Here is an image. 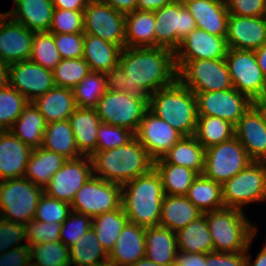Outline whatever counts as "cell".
Instances as JSON below:
<instances>
[{
  "label": "cell",
  "mask_w": 266,
  "mask_h": 266,
  "mask_svg": "<svg viewBox=\"0 0 266 266\" xmlns=\"http://www.w3.org/2000/svg\"><path fill=\"white\" fill-rule=\"evenodd\" d=\"M118 64L127 75L126 92L148 98L177 79L174 52L162 47H125Z\"/></svg>",
  "instance_id": "6da1fadb"
},
{
  "label": "cell",
  "mask_w": 266,
  "mask_h": 266,
  "mask_svg": "<svg viewBox=\"0 0 266 266\" xmlns=\"http://www.w3.org/2000/svg\"><path fill=\"white\" fill-rule=\"evenodd\" d=\"M91 160L94 176L120 185L154 168V159L135 137L124 146L95 152Z\"/></svg>",
  "instance_id": "7a4b0ae2"
},
{
  "label": "cell",
  "mask_w": 266,
  "mask_h": 266,
  "mask_svg": "<svg viewBox=\"0 0 266 266\" xmlns=\"http://www.w3.org/2000/svg\"><path fill=\"white\" fill-rule=\"evenodd\" d=\"M161 178L153 168L122 185V207L128 221L142 227L159 226L164 198Z\"/></svg>",
  "instance_id": "3957f363"
},
{
  "label": "cell",
  "mask_w": 266,
  "mask_h": 266,
  "mask_svg": "<svg viewBox=\"0 0 266 266\" xmlns=\"http://www.w3.org/2000/svg\"><path fill=\"white\" fill-rule=\"evenodd\" d=\"M148 109L183 136L195 135L198 120L195 93L178 79L151 94Z\"/></svg>",
  "instance_id": "277c9868"
},
{
  "label": "cell",
  "mask_w": 266,
  "mask_h": 266,
  "mask_svg": "<svg viewBox=\"0 0 266 266\" xmlns=\"http://www.w3.org/2000/svg\"><path fill=\"white\" fill-rule=\"evenodd\" d=\"M206 221L215 252H246L257 232L240 209L225 207L206 212Z\"/></svg>",
  "instance_id": "5b68a950"
},
{
  "label": "cell",
  "mask_w": 266,
  "mask_h": 266,
  "mask_svg": "<svg viewBox=\"0 0 266 266\" xmlns=\"http://www.w3.org/2000/svg\"><path fill=\"white\" fill-rule=\"evenodd\" d=\"M44 189L27 178L0 181V218L25 225L35 217Z\"/></svg>",
  "instance_id": "8992f818"
},
{
  "label": "cell",
  "mask_w": 266,
  "mask_h": 266,
  "mask_svg": "<svg viewBox=\"0 0 266 266\" xmlns=\"http://www.w3.org/2000/svg\"><path fill=\"white\" fill-rule=\"evenodd\" d=\"M177 79L193 92L234 88L225 59L175 60Z\"/></svg>",
  "instance_id": "52a82bcc"
},
{
  "label": "cell",
  "mask_w": 266,
  "mask_h": 266,
  "mask_svg": "<svg viewBox=\"0 0 266 266\" xmlns=\"http://www.w3.org/2000/svg\"><path fill=\"white\" fill-rule=\"evenodd\" d=\"M95 109L102 123L123 127L135 134L148 110V97L106 90Z\"/></svg>",
  "instance_id": "ba28073f"
},
{
  "label": "cell",
  "mask_w": 266,
  "mask_h": 266,
  "mask_svg": "<svg viewBox=\"0 0 266 266\" xmlns=\"http://www.w3.org/2000/svg\"><path fill=\"white\" fill-rule=\"evenodd\" d=\"M222 198L226 208L243 210L252 202L266 200V162L250 163L230 180L222 184Z\"/></svg>",
  "instance_id": "9c48e42d"
},
{
  "label": "cell",
  "mask_w": 266,
  "mask_h": 266,
  "mask_svg": "<svg viewBox=\"0 0 266 266\" xmlns=\"http://www.w3.org/2000/svg\"><path fill=\"white\" fill-rule=\"evenodd\" d=\"M155 47L175 52L181 41L195 30V20L183 0H173L155 12Z\"/></svg>",
  "instance_id": "30bf717a"
},
{
  "label": "cell",
  "mask_w": 266,
  "mask_h": 266,
  "mask_svg": "<svg viewBox=\"0 0 266 266\" xmlns=\"http://www.w3.org/2000/svg\"><path fill=\"white\" fill-rule=\"evenodd\" d=\"M122 207V185L92 176L76 193L71 210L94 218Z\"/></svg>",
  "instance_id": "8fae6325"
},
{
  "label": "cell",
  "mask_w": 266,
  "mask_h": 266,
  "mask_svg": "<svg viewBox=\"0 0 266 266\" xmlns=\"http://www.w3.org/2000/svg\"><path fill=\"white\" fill-rule=\"evenodd\" d=\"M252 162L245 148L234 136L228 141L205 149L203 175L223 184Z\"/></svg>",
  "instance_id": "7c38bea8"
},
{
  "label": "cell",
  "mask_w": 266,
  "mask_h": 266,
  "mask_svg": "<svg viewBox=\"0 0 266 266\" xmlns=\"http://www.w3.org/2000/svg\"><path fill=\"white\" fill-rule=\"evenodd\" d=\"M84 34L125 48V14L101 0H89L83 11Z\"/></svg>",
  "instance_id": "4fadbf2b"
},
{
  "label": "cell",
  "mask_w": 266,
  "mask_h": 266,
  "mask_svg": "<svg viewBox=\"0 0 266 266\" xmlns=\"http://www.w3.org/2000/svg\"><path fill=\"white\" fill-rule=\"evenodd\" d=\"M225 61L233 87L255 102L263 90L265 76L254 51L228 48Z\"/></svg>",
  "instance_id": "5bb4252c"
},
{
  "label": "cell",
  "mask_w": 266,
  "mask_h": 266,
  "mask_svg": "<svg viewBox=\"0 0 266 266\" xmlns=\"http://www.w3.org/2000/svg\"><path fill=\"white\" fill-rule=\"evenodd\" d=\"M194 93L198 115L216 116L234 126L254 104L246 95L235 88Z\"/></svg>",
  "instance_id": "9a60e30c"
},
{
  "label": "cell",
  "mask_w": 266,
  "mask_h": 266,
  "mask_svg": "<svg viewBox=\"0 0 266 266\" xmlns=\"http://www.w3.org/2000/svg\"><path fill=\"white\" fill-rule=\"evenodd\" d=\"M92 176L93 166L90 156L68 159L52 176L49 184L44 188V193L71 204L76 193Z\"/></svg>",
  "instance_id": "2e32d148"
},
{
  "label": "cell",
  "mask_w": 266,
  "mask_h": 266,
  "mask_svg": "<svg viewBox=\"0 0 266 266\" xmlns=\"http://www.w3.org/2000/svg\"><path fill=\"white\" fill-rule=\"evenodd\" d=\"M9 81L10 86L29 102L44 95L55 86L53 71L31 60L10 64Z\"/></svg>",
  "instance_id": "e0dca14e"
},
{
  "label": "cell",
  "mask_w": 266,
  "mask_h": 266,
  "mask_svg": "<svg viewBox=\"0 0 266 266\" xmlns=\"http://www.w3.org/2000/svg\"><path fill=\"white\" fill-rule=\"evenodd\" d=\"M155 160L161 158L183 135L149 109L134 134Z\"/></svg>",
  "instance_id": "ac0fdd59"
},
{
  "label": "cell",
  "mask_w": 266,
  "mask_h": 266,
  "mask_svg": "<svg viewBox=\"0 0 266 266\" xmlns=\"http://www.w3.org/2000/svg\"><path fill=\"white\" fill-rule=\"evenodd\" d=\"M33 37L34 31L6 14L0 20V62L10 65L29 60Z\"/></svg>",
  "instance_id": "d6986e66"
},
{
  "label": "cell",
  "mask_w": 266,
  "mask_h": 266,
  "mask_svg": "<svg viewBox=\"0 0 266 266\" xmlns=\"http://www.w3.org/2000/svg\"><path fill=\"white\" fill-rule=\"evenodd\" d=\"M235 137L255 162H266V120L253 104L235 126Z\"/></svg>",
  "instance_id": "ffe728a7"
},
{
  "label": "cell",
  "mask_w": 266,
  "mask_h": 266,
  "mask_svg": "<svg viewBox=\"0 0 266 266\" xmlns=\"http://www.w3.org/2000/svg\"><path fill=\"white\" fill-rule=\"evenodd\" d=\"M226 40L231 49H259L266 42V16L229 14Z\"/></svg>",
  "instance_id": "44dd1931"
},
{
  "label": "cell",
  "mask_w": 266,
  "mask_h": 266,
  "mask_svg": "<svg viewBox=\"0 0 266 266\" xmlns=\"http://www.w3.org/2000/svg\"><path fill=\"white\" fill-rule=\"evenodd\" d=\"M227 51L226 37L196 28L181 41L174 56L175 60L225 59Z\"/></svg>",
  "instance_id": "7402d4cb"
},
{
  "label": "cell",
  "mask_w": 266,
  "mask_h": 266,
  "mask_svg": "<svg viewBox=\"0 0 266 266\" xmlns=\"http://www.w3.org/2000/svg\"><path fill=\"white\" fill-rule=\"evenodd\" d=\"M32 151L10 130L0 131V181L23 178Z\"/></svg>",
  "instance_id": "603a6c76"
},
{
  "label": "cell",
  "mask_w": 266,
  "mask_h": 266,
  "mask_svg": "<svg viewBox=\"0 0 266 266\" xmlns=\"http://www.w3.org/2000/svg\"><path fill=\"white\" fill-rule=\"evenodd\" d=\"M146 255L145 227L127 222L108 254L114 266H131Z\"/></svg>",
  "instance_id": "cb8c5ba5"
},
{
  "label": "cell",
  "mask_w": 266,
  "mask_h": 266,
  "mask_svg": "<svg viewBox=\"0 0 266 266\" xmlns=\"http://www.w3.org/2000/svg\"><path fill=\"white\" fill-rule=\"evenodd\" d=\"M192 14L196 27L226 37L229 12L225 4L214 0H183Z\"/></svg>",
  "instance_id": "d4e9b609"
},
{
  "label": "cell",
  "mask_w": 266,
  "mask_h": 266,
  "mask_svg": "<svg viewBox=\"0 0 266 266\" xmlns=\"http://www.w3.org/2000/svg\"><path fill=\"white\" fill-rule=\"evenodd\" d=\"M15 9L6 14L34 32L49 31L54 4L52 0H13Z\"/></svg>",
  "instance_id": "484cf974"
},
{
  "label": "cell",
  "mask_w": 266,
  "mask_h": 266,
  "mask_svg": "<svg viewBox=\"0 0 266 266\" xmlns=\"http://www.w3.org/2000/svg\"><path fill=\"white\" fill-rule=\"evenodd\" d=\"M82 156H92L97 148V132L101 120L96 109L77 107L68 119Z\"/></svg>",
  "instance_id": "4316f807"
},
{
  "label": "cell",
  "mask_w": 266,
  "mask_h": 266,
  "mask_svg": "<svg viewBox=\"0 0 266 266\" xmlns=\"http://www.w3.org/2000/svg\"><path fill=\"white\" fill-rule=\"evenodd\" d=\"M32 103L40 111L47 124L68 120L77 108L73 90L59 86H54Z\"/></svg>",
  "instance_id": "83f0119b"
},
{
  "label": "cell",
  "mask_w": 266,
  "mask_h": 266,
  "mask_svg": "<svg viewBox=\"0 0 266 266\" xmlns=\"http://www.w3.org/2000/svg\"><path fill=\"white\" fill-rule=\"evenodd\" d=\"M203 215L186 196L164 195L159 226L178 232Z\"/></svg>",
  "instance_id": "f1b7e54d"
},
{
  "label": "cell",
  "mask_w": 266,
  "mask_h": 266,
  "mask_svg": "<svg viewBox=\"0 0 266 266\" xmlns=\"http://www.w3.org/2000/svg\"><path fill=\"white\" fill-rule=\"evenodd\" d=\"M146 255L154 263L173 266L177 253V234L161 226L145 228Z\"/></svg>",
  "instance_id": "f546056e"
},
{
  "label": "cell",
  "mask_w": 266,
  "mask_h": 266,
  "mask_svg": "<svg viewBox=\"0 0 266 266\" xmlns=\"http://www.w3.org/2000/svg\"><path fill=\"white\" fill-rule=\"evenodd\" d=\"M67 160L64 156L43 147L33 149L24 178L44 189L52 176L62 168Z\"/></svg>",
  "instance_id": "4dcf8cb0"
},
{
  "label": "cell",
  "mask_w": 266,
  "mask_h": 266,
  "mask_svg": "<svg viewBox=\"0 0 266 266\" xmlns=\"http://www.w3.org/2000/svg\"><path fill=\"white\" fill-rule=\"evenodd\" d=\"M155 13L135 10L125 15V47H155Z\"/></svg>",
  "instance_id": "1f68e13d"
},
{
  "label": "cell",
  "mask_w": 266,
  "mask_h": 266,
  "mask_svg": "<svg viewBox=\"0 0 266 266\" xmlns=\"http://www.w3.org/2000/svg\"><path fill=\"white\" fill-rule=\"evenodd\" d=\"M84 55L91 72L106 73L115 67L119 61L121 48L118 45L104 41L98 36L84 34Z\"/></svg>",
  "instance_id": "d6a6232c"
},
{
  "label": "cell",
  "mask_w": 266,
  "mask_h": 266,
  "mask_svg": "<svg viewBox=\"0 0 266 266\" xmlns=\"http://www.w3.org/2000/svg\"><path fill=\"white\" fill-rule=\"evenodd\" d=\"M162 158L167 163L184 166L201 175L204 171L205 148L195 136H183Z\"/></svg>",
  "instance_id": "836d02e7"
},
{
  "label": "cell",
  "mask_w": 266,
  "mask_h": 266,
  "mask_svg": "<svg viewBox=\"0 0 266 266\" xmlns=\"http://www.w3.org/2000/svg\"><path fill=\"white\" fill-rule=\"evenodd\" d=\"M46 126L47 123L40 111L32 102H29L10 131L23 143L36 149L42 147Z\"/></svg>",
  "instance_id": "e575fe53"
},
{
  "label": "cell",
  "mask_w": 266,
  "mask_h": 266,
  "mask_svg": "<svg viewBox=\"0 0 266 266\" xmlns=\"http://www.w3.org/2000/svg\"><path fill=\"white\" fill-rule=\"evenodd\" d=\"M176 234L178 251L202 254L214 251V243L206 221V213L190 222Z\"/></svg>",
  "instance_id": "d590c367"
},
{
  "label": "cell",
  "mask_w": 266,
  "mask_h": 266,
  "mask_svg": "<svg viewBox=\"0 0 266 266\" xmlns=\"http://www.w3.org/2000/svg\"><path fill=\"white\" fill-rule=\"evenodd\" d=\"M154 169L161 178L165 195L186 196L198 176L192 169L167 163L162 157L154 160Z\"/></svg>",
  "instance_id": "8d00e7d4"
},
{
  "label": "cell",
  "mask_w": 266,
  "mask_h": 266,
  "mask_svg": "<svg viewBox=\"0 0 266 266\" xmlns=\"http://www.w3.org/2000/svg\"><path fill=\"white\" fill-rule=\"evenodd\" d=\"M42 147L56 152L66 159H76L82 156L78 151L69 120L47 124Z\"/></svg>",
  "instance_id": "74e56055"
},
{
  "label": "cell",
  "mask_w": 266,
  "mask_h": 266,
  "mask_svg": "<svg viewBox=\"0 0 266 266\" xmlns=\"http://www.w3.org/2000/svg\"><path fill=\"white\" fill-rule=\"evenodd\" d=\"M186 197L203 213L225 208L222 198V184L205 177L203 174L194 179Z\"/></svg>",
  "instance_id": "f35d334b"
},
{
  "label": "cell",
  "mask_w": 266,
  "mask_h": 266,
  "mask_svg": "<svg viewBox=\"0 0 266 266\" xmlns=\"http://www.w3.org/2000/svg\"><path fill=\"white\" fill-rule=\"evenodd\" d=\"M70 266H93L108 261V253L98 241L94 229L87 233L69 248Z\"/></svg>",
  "instance_id": "ab89813d"
},
{
  "label": "cell",
  "mask_w": 266,
  "mask_h": 266,
  "mask_svg": "<svg viewBox=\"0 0 266 266\" xmlns=\"http://www.w3.org/2000/svg\"><path fill=\"white\" fill-rule=\"evenodd\" d=\"M128 222L123 207L110 212H105L92 218L94 229L101 246L109 252L112 250L121 231Z\"/></svg>",
  "instance_id": "60d3db41"
},
{
  "label": "cell",
  "mask_w": 266,
  "mask_h": 266,
  "mask_svg": "<svg viewBox=\"0 0 266 266\" xmlns=\"http://www.w3.org/2000/svg\"><path fill=\"white\" fill-rule=\"evenodd\" d=\"M194 136L207 149L233 138L235 126L216 116L198 115Z\"/></svg>",
  "instance_id": "b9f144b4"
},
{
  "label": "cell",
  "mask_w": 266,
  "mask_h": 266,
  "mask_svg": "<svg viewBox=\"0 0 266 266\" xmlns=\"http://www.w3.org/2000/svg\"><path fill=\"white\" fill-rule=\"evenodd\" d=\"M72 90L77 107L95 109L107 90L105 73L90 72Z\"/></svg>",
  "instance_id": "7bdbcfd3"
},
{
  "label": "cell",
  "mask_w": 266,
  "mask_h": 266,
  "mask_svg": "<svg viewBox=\"0 0 266 266\" xmlns=\"http://www.w3.org/2000/svg\"><path fill=\"white\" fill-rule=\"evenodd\" d=\"M29 60L53 71L62 57L55 46L54 33L34 32Z\"/></svg>",
  "instance_id": "ee69618b"
},
{
  "label": "cell",
  "mask_w": 266,
  "mask_h": 266,
  "mask_svg": "<svg viewBox=\"0 0 266 266\" xmlns=\"http://www.w3.org/2000/svg\"><path fill=\"white\" fill-rule=\"evenodd\" d=\"M29 247L31 264L35 266H70L69 248L61 241L39 243ZM33 259L36 262H33Z\"/></svg>",
  "instance_id": "f6af8a7d"
},
{
  "label": "cell",
  "mask_w": 266,
  "mask_h": 266,
  "mask_svg": "<svg viewBox=\"0 0 266 266\" xmlns=\"http://www.w3.org/2000/svg\"><path fill=\"white\" fill-rule=\"evenodd\" d=\"M90 72V67L83 57L62 59L53 70L54 84L73 89Z\"/></svg>",
  "instance_id": "bcb514c9"
},
{
  "label": "cell",
  "mask_w": 266,
  "mask_h": 266,
  "mask_svg": "<svg viewBox=\"0 0 266 266\" xmlns=\"http://www.w3.org/2000/svg\"><path fill=\"white\" fill-rule=\"evenodd\" d=\"M29 101L10 85L0 90V131L10 130Z\"/></svg>",
  "instance_id": "7dc6e473"
},
{
  "label": "cell",
  "mask_w": 266,
  "mask_h": 266,
  "mask_svg": "<svg viewBox=\"0 0 266 266\" xmlns=\"http://www.w3.org/2000/svg\"><path fill=\"white\" fill-rule=\"evenodd\" d=\"M71 211L70 203L49 197L44 193L38 202L34 220L63 223Z\"/></svg>",
  "instance_id": "c3c4849f"
},
{
  "label": "cell",
  "mask_w": 266,
  "mask_h": 266,
  "mask_svg": "<svg viewBox=\"0 0 266 266\" xmlns=\"http://www.w3.org/2000/svg\"><path fill=\"white\" fill-rule=\"evenodd\" d=\"M92 227L90 216L71 211L68 218L62 223L60 241L68 248L72 247L81 236Z\"/></svg>",
  "instance_id": "681fc988"
},
{
  "label": "cell",
  "mask_w": 266,
  "mask_h": 266,
  "mask_svg": "<svg viewBox=\"0 0 266 266\" xmlns=\"http://www.w3.org/2000/svg\"><path fill=\"white\" fill-rule=\"evenodd\" d=\"M62 223L41 222L30 220L24 225L25 240L27 245L60 241Z\"/></svg>",
  "instance_id": "f907efd6"
},
{
  "label": "cell",
  "mask_w": 266,
  "mask_h": 266,
  "mask_svg": "<svg viewBox=\"0 0 266 266\" xmlns=\"http://www.w3.org/2000/svg\"><path fill=\"white\" fill-rule=\"evenodd\" d=\"M49 32L58 34L84 33L83 11L54 9Z\"/></svg>",
  "instance_id": "816d5d0a"
},
{
  "label": "cell",
  "mask_w": 266,
  "mask_h": 266,
  "mask_svg": "<svg viewBox=\"0 0 266 266\" xmlns=\"http://www.w3.org/2000/svg\"><path fill=\"white\" fill-rule=\"evenodd\" d=\"M134 137V133L126 128L101 122L97 132L96 152L124 146Z\"/></svg>",
  "instance_id": "f5cc1de1"
},
{
  "label": "cell",
  "mask_w": 266,
  "mask_h": 266,
  "mask_svg": "<svg viewBox=\"0 0 266 266\" xmlns=\"http://www.w3.org/2000/svg\"><path fill=\"white\" fill-rule=\"evenodd\" d=\"M54 40L62 59L83 57L84 33H54Z\"/></svg>",
  "instance_id": "db71d44e"
},
{
  "label": "cell",
  "mask_w": 266,
  "mask_h": 266,
  "mask_svg": "<svg viewBox=\"0 0 266 266\" xmlns=\"http://www.w3.org/2000/svg\"><path fill=\"white\" fill-rule=\"evenodd\" d=\"M24 240L25 231L23 224L6 221L0 218V255L10 249L27 245L20 244V242ZM16 244H18V246Z\"/></svg>",
  "instance_id": "11a10c76"
},
{
  "label": "cell",
  "mask_w": 266,
  "mask_h": 266,
  "mask_svg": "<svg viewBox=\"0 0 266 266\" xmlns=\"http://www.w3.org/2000/svg\"><path fill=\"white\" fill-rule=\"evenodd\" d=\"M226 7L229 14L237 16H266V0H228Z\"/></svg>",
  "instance_id": "9f6ffc18"
},
{
  "label": "cell",
  "mask_w": 266,
  "mask_h": 266,
  "mask_svg": "<svg viewBox=\"0 0 266 266\" xmlns=\"http://www.w3.org/2000/svg\"><path fill=\"white\" fill-rule=\"evenodd\" d=\"M208 266H246V252H210L205 254Z\"/></svg>",
  "instance_id": "6f0895ef"
},
{
  "label": "cell",
  "mask_w": 266,
  "mask_h": 266,
  "mask_svg": "<svg viewBox=\"0 0 266 266\" xmlns=\"http://www.w3.org/2000/svg\"><path fill=\"white\" fill-rule=\"evenodd\" d=\"M31 263L28 245L10 249L0 255V266H29Z\"/></svg>",
  "instance_id": "680465c9"
},
{
  "label": "cell",
  "mask_w": 266,
  "mask_h": 266,
  "mask_svg": "<svg viewBox=\"0 0 266 266\" xmlns=\"http://www.w3.org/2000/svg\"><path fill=\"white\" fill-rule=\"evenodd\" d=\"M107 90L113 92H126L127 75L119 64L110 68L106 73Z\"/></svg>",
  "instance_id": "91938a15"
},
{
  "label": "cell",
  "mask_w": 266,
  "mask_h": 266,
  "mask_svg": "<svg viewBox=\"0 0 266 266\" xmlns=\"http://www.w3.org/2000/svg\"><path fill=\"white\" fill-rule=\"evenodd\" d=\"M173 266H208L205 262V254L186 253L177 251Z\"/></svg>",
  "instance_id": "94428289"
},
{
  "label": "cell",
  "mask_w": 266,
  "mask_h": 266,
  "mask_svg": "<svg viewBox=\"0 0 266 266\" xmlns=\"http://www.w3.org/2000/svg\"><path fill=\"white\" fill-rule=\"evenodd\" d=\"M110 5L114 10L128 14L137 10V0H101Z\"/></svg>",
  "instance_id": "6125c7cd"
},
{
  "label": "cell",
  "mask_w": 266,
  "mask_h": 266,
  "mask_svg": "<svg viewBox=\"0 0 266 266\" xmlns=\"http://www.w3.org/2000/svg\"><path fill=\"white\" fill-rule=\"evenodd\" d=\"M54 9L84 11L89 0H52Z\"/></svg>",
  "instance_id": "be15d7a7"
},
{
  "label": "cell",
  "mask_w": 266,
  "mask_h": 266,
  "mask_svg": "<svg viewBox=\"0 0 266 266\" xmlns=\"http://www.w3.org/2000/svg\"><path fill=\"white\" fill-rule=\"evenodd\" d=\"M173 0H137V10L155 12Z\"/></svg>",
  "instance_id": "e7e4bbea"
},
{
  "label": "cell",
  "mask_w": 266,
  "mask_h": 266,
  "mask_svg": "<svg viewBox=\"0 0 266 266\" xmlns=\"http://www.w3.org/2000/svg\"><path fill=\"white\" fill-rule=\"evenodd\" d=\"M252 240H253V238L251 239V241L248 245V249L246 250V266H266V244L264 245L262 250L258 253V255H257L256 259L253 261V263L251 262L250 255L247 252L250 248Z\"/></svg>",
  "instance_id": "03108f58"
},
{
  "label": "cell",
  "mask_w": 266,
  "mask_h": 266,
  "mask_svg": "<svg viewBox=\"0 0 266 266\" xmlns=\"http://www.w3.org/2000/svg\"><path fill=\"white\" fill-rule=\"evenodd\" d=\"M258 66L262 73L266 76V42L259 48L254 50Z\"/></svg>",
  "instance_id": "003e7915"
},
{
  "label": "cell",
  "mask_w": 266,
  "mask_h": 266,
  "mask_svg": "<svg viewBox=\"0 0 266 266\" xmlns=\"http://www.w3.org/2000/svg\"><path fill=\"white\" fill-rule=\"evenodd\" d=\"M9 85V65L0 62V90L7 88Z\"/></svg>",
  "instance_id": "a7ac6f4b"
},
{
  "label": "cell",
  "mask_w": 266,
  "mask_h": 266,
  "mask_svg": "<svg viewBox=\"0 0 266 266\" xmlns=\"http://www.w3.org/2000/svg\"><path fill=\"white\" fill-rule=\"evenodd\" d=\"M131 266H164L157 263L152 262L151 260L147 259L146 257L138 260L136 263H134Z\"/></svg>",
  "instance_id": "89a4df30"
},
{
  "label": "cell",
  "mask_w": 266,
  "mask_h": 266,
  "mask_svg": "<svg viewBox=\"0 0 266 266\" xmlns=\"http://www.w3.org/2000/svg\"><path fill=\"white\" fill-rule=\"evenodd\" d=\"M254 104L258 107L266 120V101H255Z\"/></svg>",
  "instance_id": "2644e50d"
},
{
  "label": "cell",
  "mask_w": 266,
  "mask_h": 266,
  "mask_svg": "<svg viewBox=\"0 0 266 266\" xmlns=\"http://www.w3.org/2000/svg\"><path fill=\"white\" fill-rule=\"evenodd\" d=\"M256 101H266V76H265V79H264L263 90H262L259 98Z\"/></svg>",
  "instance_id": "8c879c8a"
},
{
  "label": "cell",
  "mask_w": 266,
  "mask_h": 266,
  "mask_svg": "<svg viewBox=\"0 0 266 266\" xmlns=\"http://www.w3.org/2000/svg\"><path fill=\"white\" fill-rule=\"evenodd\" d=\"M93 266H114L113 264H111L109 261H106L104 263L98 264V265H93Z\"/></svg>",
  "instance_id": "753ad0ef"
},
{
  "label": "cell",
  "mask_w": 266,
  "mask_h": 266,
  "mask_svg": "<svg viewBox=\"0 0 266 266\" xmlns=\"http://www.w3.org/2000/svg\"><path fill=\"white\" fill-rule=\"evenodd\" d=\"M214 1H217V2H220V3H223V4L226 5V3H227L228 0H214Z\"/></svg>",
  "instance_id": "34e18365"
},
{
  "label": "cell",
  "mask_w": 266,
  "mask_h": 266,
  "mask_svg": "<svg viewBox=\"0 0 266 266\" xmlns=\"http://www.w3.org/2000/svg\"><path fill=\"white\" fill-rule=\"evenodd\" d=\"M6 15V12L5 13H1L0 12V20Z\"/></svg>",
  "instance_id": "11e5206c"
}]
</instances>
